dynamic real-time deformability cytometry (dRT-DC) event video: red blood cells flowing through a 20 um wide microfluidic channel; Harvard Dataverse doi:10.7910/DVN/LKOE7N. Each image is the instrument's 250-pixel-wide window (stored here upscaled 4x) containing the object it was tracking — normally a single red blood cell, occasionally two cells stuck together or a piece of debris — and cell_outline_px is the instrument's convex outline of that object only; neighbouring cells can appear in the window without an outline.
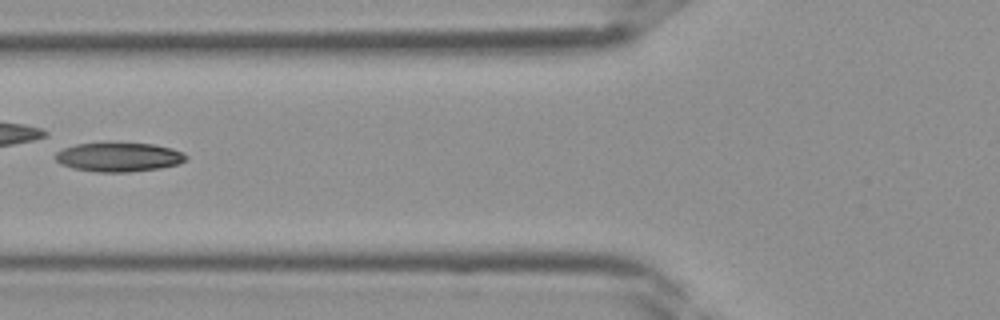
{"species": "Egyptian fruit bat (a non-hibernating species)", "species_latin": "Rousettus aegyptiacus", "temperature_condition": "room temperature", "stored_images_in_passage": 19, "camera_frame_rate_fps": 3000, "um_per_image_px": 0.085, "frame": {"image": 1, "passage_image": 11, "time_ms": 3.333, "image_size_px": [1000, 320], "cell_outline_px": [[188, 160], [176, 164], [160, 168], [128, 172], [96, 172], [72, 168], [60, 164], [56, 160], [56, 152], [64, 148], [76, 144], [152, 144], [172, 148], [188, 156]], "centroid_in_image_um": [10.09, 13.37], "position_along_channel_um": 115.7, "area_um2": 21.79}}